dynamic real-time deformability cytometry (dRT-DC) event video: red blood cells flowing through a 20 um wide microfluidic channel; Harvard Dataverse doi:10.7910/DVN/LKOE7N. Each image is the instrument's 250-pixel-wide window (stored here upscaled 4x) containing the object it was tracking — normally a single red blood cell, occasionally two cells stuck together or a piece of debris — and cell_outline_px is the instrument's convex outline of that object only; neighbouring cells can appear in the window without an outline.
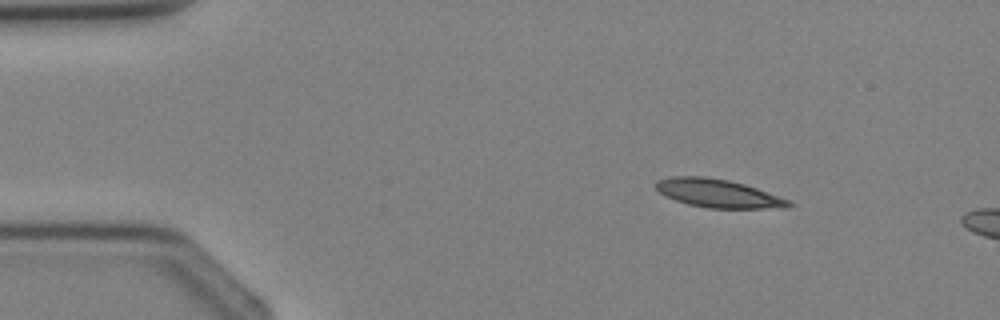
{"species": "Egyptian fruit bat (a non-hibernating species)", "species_latin": "Rousettus aegyptiacus", "temperature_condition": "cold", "stored_images_in_passage": 3, "camera_frame_rate_fps": 3000, "um_per_image_px": 0.085, "animal": {"sex": "female"}, "frame": {"image": 1, "passage_image": 1, "time_ms": 0.0, "image_size_px": [1000, 320], "cell_outline_px": [[796, 204], [788, 208], [708, 208], [688, 204], [664, 196], [652, 184], [656, 180], [672, 176], [704, 176], [728, 180], [744, 184], [756, 188], [788, 200]], "centroid_in_image_um": [61.0, 16.43], "position_along_channel_um": 24.0, "area_um2": 21.96}}